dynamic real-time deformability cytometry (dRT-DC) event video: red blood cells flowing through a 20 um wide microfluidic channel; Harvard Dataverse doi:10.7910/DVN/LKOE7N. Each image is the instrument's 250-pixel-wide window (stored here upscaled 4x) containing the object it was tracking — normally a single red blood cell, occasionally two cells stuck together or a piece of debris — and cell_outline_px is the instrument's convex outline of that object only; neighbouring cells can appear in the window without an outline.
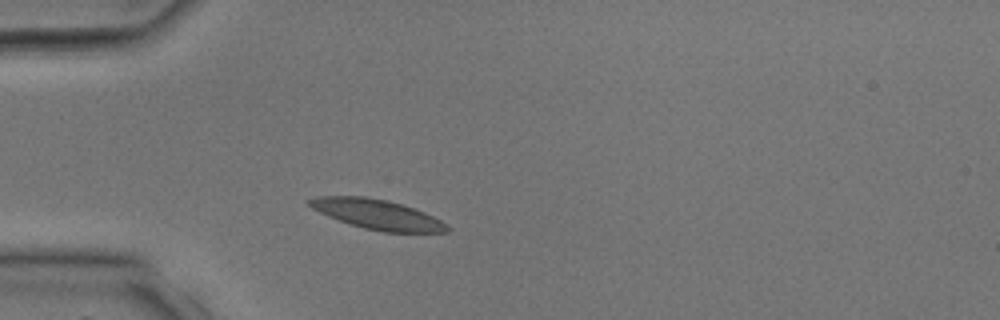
{"species": "common noctule bat (a hibernating species)", "species_latin": "Nyctalus noctula", "temperature_condition": "room temperature", "stored_images_in_passage": 9, "camera_frame_rate_fps": 3000, "um_per_image_px": 0.085, "animal": {"sex": "male", "body_mass_g": 17.9, "forearm_length_mm": 54.2}, "frame": {"image": 1, "passage_image": 4, "time_ms": 1.0, "image_size_px": [1000, 320], "cell_outline_px": [[452, 228], [448, 232], [384, 232], [364, 228], [328, 216], [312, 208], [304, 200], [316, 196], [364, 196], [388, 200], [424, 212], [440, 220]], "centroid_in_image_um": [32.05, 18.21], "position_along_channel_um": 53.0, "area_um2": 23.76}}
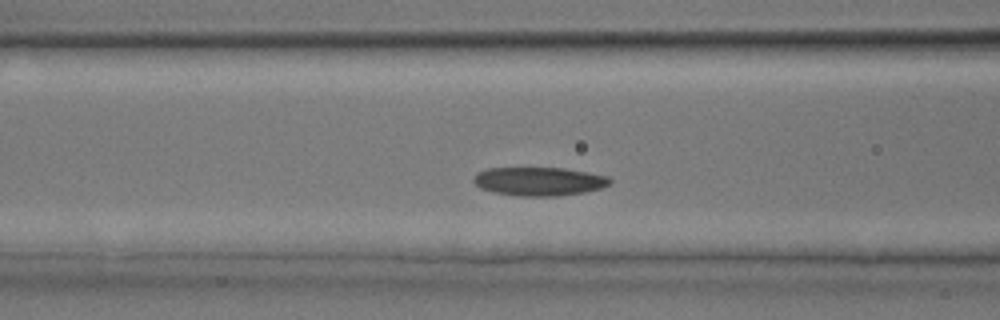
{"frame": {"image": 2, "passage_image": 8, "time_ms": 2.333, "image_size_px": [1000, 320], "cell_outline_px": [[612, 180], [608, 184], [600, 188], [584, 192], [556, 196], [520, 196], [496, 192], [480, 188], [472, 180], [480, 172], [488, 168], [564, 168], [588, 172], [608, 176]], "centroid_in_image_um": [45.84, 15.41], "position_along_channel_um": 120.8, "area_um2": 22.43}}